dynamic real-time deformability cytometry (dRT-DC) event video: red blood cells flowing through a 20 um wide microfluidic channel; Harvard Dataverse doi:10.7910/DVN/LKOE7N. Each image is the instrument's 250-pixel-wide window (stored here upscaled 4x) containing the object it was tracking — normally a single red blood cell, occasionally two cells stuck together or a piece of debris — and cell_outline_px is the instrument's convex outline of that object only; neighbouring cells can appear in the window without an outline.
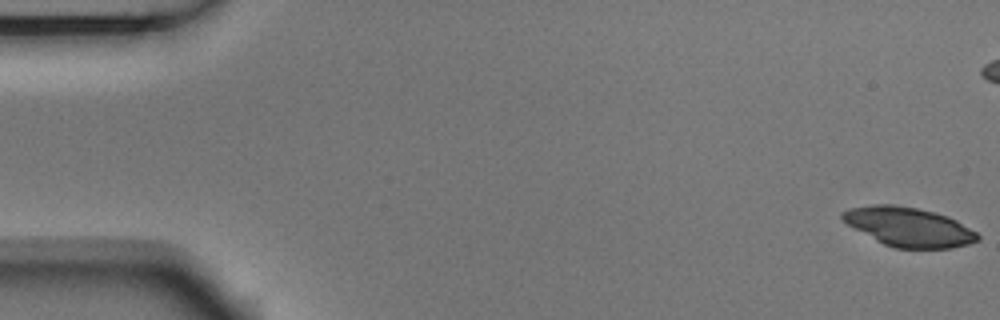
{"species": "Egyptian fruit bat (a non-hibernating species)", "species_latin": "Rousettus aegyptiacus", "temperature_condition": "room temperature", "stored_images_in_passage": 11, "camera_frame_rate_fps": 3000, "um_per_image_px": 0.085, "animal": {"sex": "male"}, "frame": {"image": 1, "passage_image": 1, "time_ms": 0.0, "image_size_px": [1000, 320], "cell_outline_px": [[980, 240], [968, 244], [952, 248], [896, 248], [884, 244], [876, 240], [848, 224], [840, 216], [840, 212], [848, 208], [872, 204], [892, 204], [916, 208], [936, 212], [948, 216], [956, 220], [976, 232], [980, 236]], "centroid_in_image_um": [77.25, 19.27], "position_along_channel_um": 7.7, "area_um2": 30.75}}